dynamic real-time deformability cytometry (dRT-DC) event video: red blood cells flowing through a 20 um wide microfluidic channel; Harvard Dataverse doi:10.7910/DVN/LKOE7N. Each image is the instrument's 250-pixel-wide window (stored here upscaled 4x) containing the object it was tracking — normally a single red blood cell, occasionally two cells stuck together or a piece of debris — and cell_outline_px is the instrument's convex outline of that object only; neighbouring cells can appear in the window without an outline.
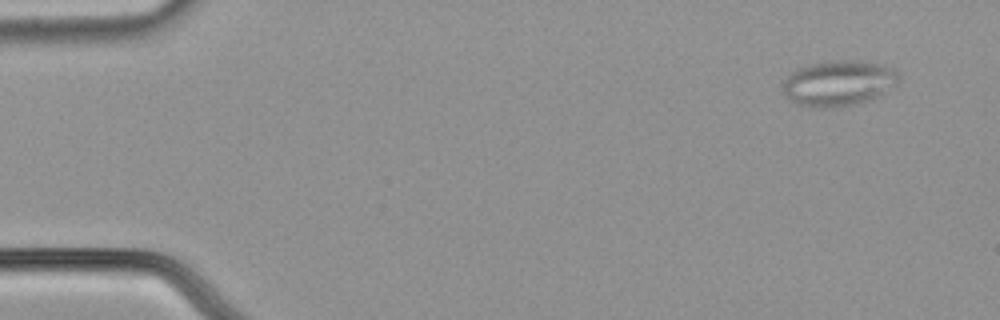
{"species": "common noctule bat (a hibernating species)", "species_latin": "Nyctalus noctula", "temperature_condition": "cold", "stored_images_in_passage": 56, "segment_of_instrument_passage": [1, 2], "camera_frame_rate_fps": 3000, "um_per_image_px": 0.085, "animal": {"sex": "male", "body_mass_g": 21.5, "forearm_length_mm": 52.0}, "frame": {"image": 1, "passage_image": 4, "time_ms": 1.0, "image_size_px": [1000, 320], "cell_outline_px": [[900, 80], [896, 84], [864, 100], [852, 104], [832, 108], [816, 108], [796, 104], [788, 100], [780, 84], [792, 72], [800, 68], [812, 64], [836, 60], [856, 60], [880, 64], [896, 68], [900, 72]], "centroid_in_image_um": [71.24, 7.06], "position_along_channel_um": 13.8, "area_um2": 30.46}}